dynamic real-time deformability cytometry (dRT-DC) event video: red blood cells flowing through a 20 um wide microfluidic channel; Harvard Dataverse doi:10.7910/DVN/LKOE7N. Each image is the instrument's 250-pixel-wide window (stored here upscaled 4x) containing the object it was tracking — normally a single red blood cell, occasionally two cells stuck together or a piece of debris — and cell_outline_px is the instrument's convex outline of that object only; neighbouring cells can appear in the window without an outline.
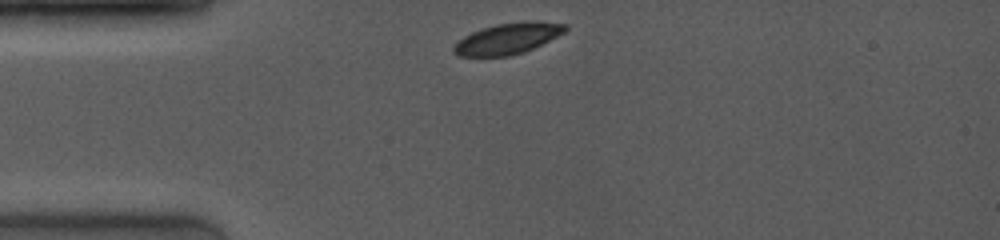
{"species": "common noctule bat (a hibernating species)", "species_latin": "Nyctalus noctula", "temperature_condition": "room temperature", "stored_images_in_passage": 4, "camera_frame_rate_fps": 4000, "um_per_image_px": 0.085, "animal": {"sex": "female", "body_mass_g": 19.0, "forearm_length_mm": 53.3}, "frame": {"image": 1, "passage_image": 1, "time_ms": 0.0, "image_size_px": [1000, 240], "cell_outline_px": [[568, 28], [564, 32], [524, 52], [508, 56], [456, 56], [452, 52], [452, 48], [464, 36], [472, 32], [496, 24], [528, 20], [536, 20], [568, 24]], "centroid_in_image_um": [43.16, 3.26], "position_along_channel_um": 41.8, "area_um2": 20.06}}